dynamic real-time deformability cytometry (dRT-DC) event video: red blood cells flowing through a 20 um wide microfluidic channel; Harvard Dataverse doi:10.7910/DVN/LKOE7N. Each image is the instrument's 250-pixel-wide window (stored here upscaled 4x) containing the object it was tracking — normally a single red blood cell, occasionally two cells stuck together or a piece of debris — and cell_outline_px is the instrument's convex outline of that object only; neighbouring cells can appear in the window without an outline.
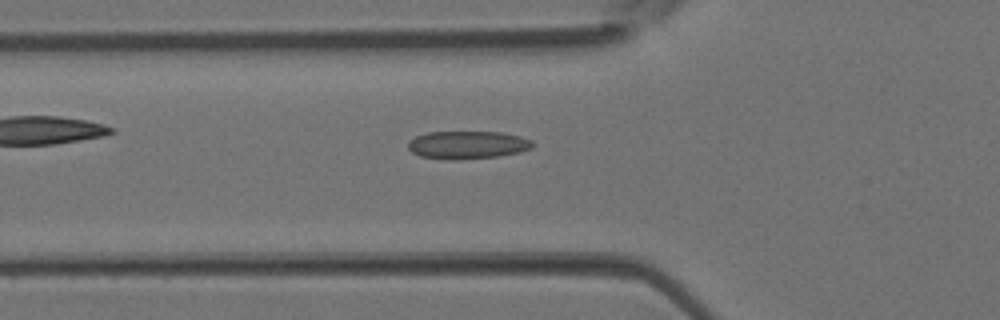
{"species": "Egyptian fruit bat (a non-hibernating species)", "species_latin": "Rousettus aegyptiacus", "temperature_condition": "room temperature", "stored_images_in_passage": 26, "camera_frame_rate_fps": 3000, "um_per_image_px": 0.085, "animal": {"sex": "female"}, "frame": {"image": 1, "passage_image": 2, "time_ms": 0.333, "image_size_px": [1000, 320], "cell_outline_px": [[536, 144], [532, 148], [520, 152], [496, 156], [456, 160], [448, 160], [420, 156], [412, 152], [408, 148], [408, 140], [416, 136], [428, 132], [500, 132], [520, 136], [532, 140]], "centroid_in_image_um": [39.74, 12.31], "position_along_channel_um": 86.1, "area_um2": 20.35}}
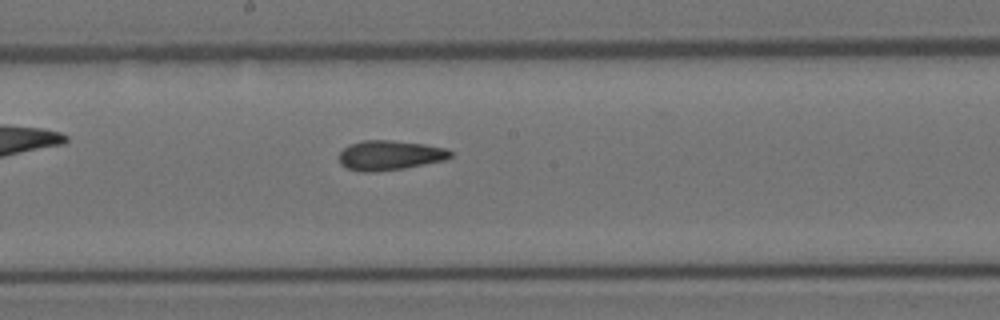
{"frame": {"image": 2, "passage_image": 10, "time_ms": 3.0, "image_size_px": [1000, 320], "cell_outline_px": [[452, 156], [444, 160], [404, 168], [372, 172], [364, 172], [348, 168], [340, 164], [336, 156], [348, 144], [364, 140], [392, 140], [424, 144], [448, 148], [452, 152]], "centroid_in_image_um": [33.1, 13.19], "position_along_channel_um": 215.1, "area_um2": 19.42}}
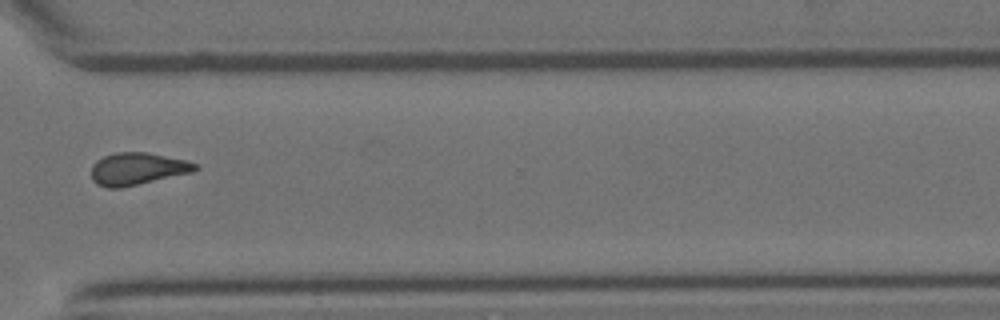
{"frame": {"image": 3, "passage_image": 19, "time_ms": 6.0, "image_size_px": [1000, 320], "cell_outline_px": [[200, 168], [192, 172], [120, 188], [108, 188], [96, 184], [92, 180], [92, 164], [96, 160], [104, 156], [116, 152], [148, 152], [184, 160], [200, 164]], "centroid_in_image_um": [11.67, 14.34], "position_along_channel_um": 358.9, "area_um2": 19.54}}